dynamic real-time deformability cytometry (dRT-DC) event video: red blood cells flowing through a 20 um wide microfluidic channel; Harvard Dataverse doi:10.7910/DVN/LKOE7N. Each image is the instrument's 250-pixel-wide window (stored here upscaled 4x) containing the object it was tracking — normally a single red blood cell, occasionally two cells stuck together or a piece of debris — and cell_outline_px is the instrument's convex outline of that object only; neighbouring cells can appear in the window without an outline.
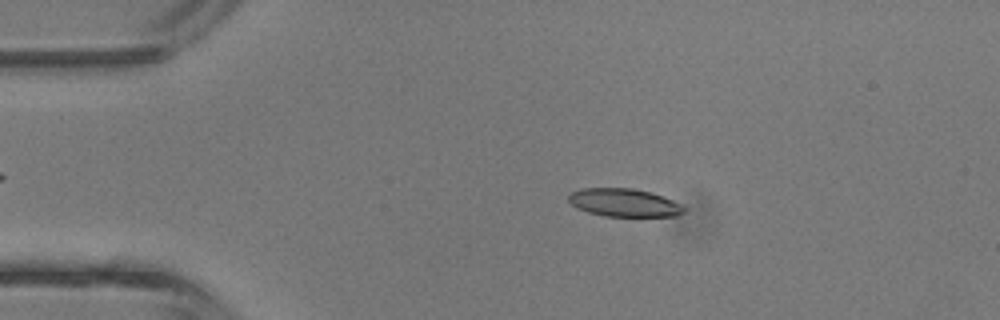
{"species": "common noctule bat (a hibernating species)", "species_latin": "Nyctalus noctula", "temperature_condition": "room temperature", "stored_images_in_passage": 34, "camera_frame_rate_fps": 3000, "um_per_image_px": 0.085, "animal": {"sex": "male", "body_mass_g": 13.3}, "frame": {"image": 1, "passage_image": 7, "time_ms": 2.0, "image_size_px": [1000, 320], "cell_outline_px": [[684, 212], [676, 216], [604, 216], [588, 212], [576, 208], [568, 200], [568, 196], [572, 192], [580, 188], [632, 188], [648, 192], [672, 200], [680, 204], [684, 208]], "centroid_in_image_um": [53.0, 17.23], "position_along_channel_um": 32.0, "area_um2": 18.67}}
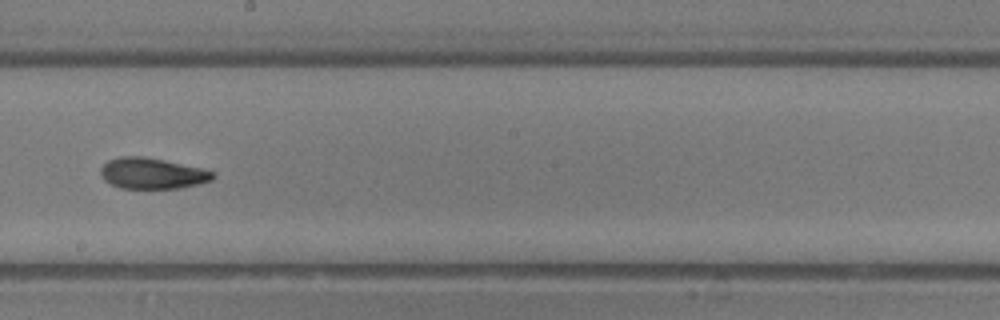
{"frame": {"image": 2, "passage_image": 22, "time_ms": 7.0, "image_size_px": [1000, 320], "cell_outline_px": [[216, 176], [212, 180], [200, 184], [180, 188], [120, 188], [104, 180], [100, 176], [100, 168], [108, 160], [120, 156], [144, 156], [164, 160], [200, 168], [216, 172]], "centroid_in_image_um": [12.94, 14.73], "position_along_channel_um": 235.3, "area_um2": 20.35}}
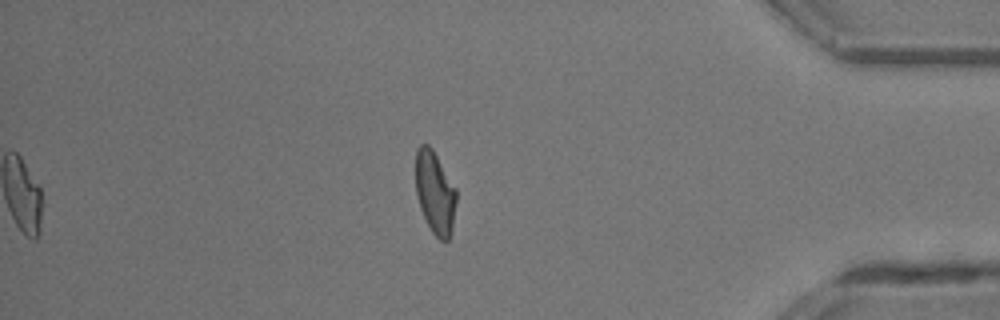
{"frame": {"image": 3, "passage_image": 34, "time_ms": 11.0, "image_size_px": [1000, 320], "cell_outline_px": [[456, 204], [452, 232], [448, 240], [440, 240], [432, 232], [420, 208], [416, 196], [416, 148], [420, 144], [428, 144], [432, 148], [456, 188]], "centroid_in_image_um": [36.98, 16.36], "position_along_channel_um": 398.2, "area_um2": 19.65}}